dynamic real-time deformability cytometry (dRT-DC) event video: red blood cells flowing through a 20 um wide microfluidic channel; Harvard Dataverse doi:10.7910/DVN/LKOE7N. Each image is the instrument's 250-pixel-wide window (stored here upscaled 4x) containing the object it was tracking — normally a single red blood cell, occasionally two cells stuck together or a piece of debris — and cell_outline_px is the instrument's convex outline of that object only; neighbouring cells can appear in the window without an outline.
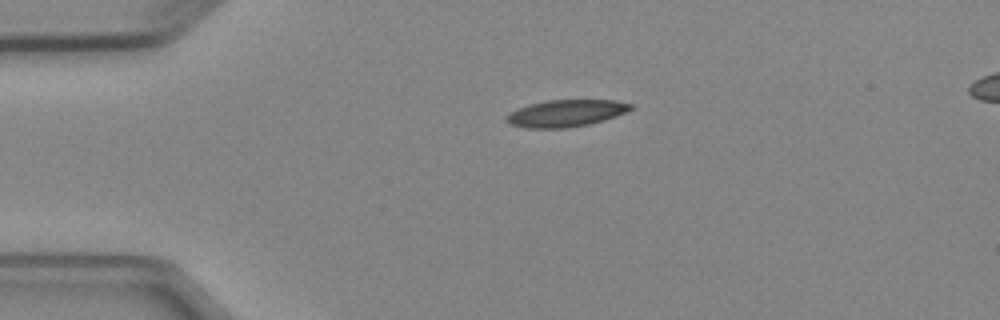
{"species": "Egyptian fruit bat (a non-hibernating species)", "species_latin": "Rousettus aegyptiacus", "temperature_condition": "cold", "stored_images_in_passage": 3, "segment_of_instrument_passage": [1, 2], "camera_frame_rate_fps": 3000, "um_per_image_px": 0.085, "animal": {"sex": "female"}, "frame": {"image": 1, "passage_image": 1, "time_ms": 0.0, "image_size_px": [1000, 320], "cell_outline_px": [[632, 108], [616, 116], [604, 120], [588, 124], [564, 128], [528, 128], [508, 124], [504, 120], [504, 116], [528, 104], [548, 100], [616, 100], [632, 104]], "centroid_in_image_um": [48.06, 9.62], "position_along_channel_um": 36.9, "area_um2": 19.42}}